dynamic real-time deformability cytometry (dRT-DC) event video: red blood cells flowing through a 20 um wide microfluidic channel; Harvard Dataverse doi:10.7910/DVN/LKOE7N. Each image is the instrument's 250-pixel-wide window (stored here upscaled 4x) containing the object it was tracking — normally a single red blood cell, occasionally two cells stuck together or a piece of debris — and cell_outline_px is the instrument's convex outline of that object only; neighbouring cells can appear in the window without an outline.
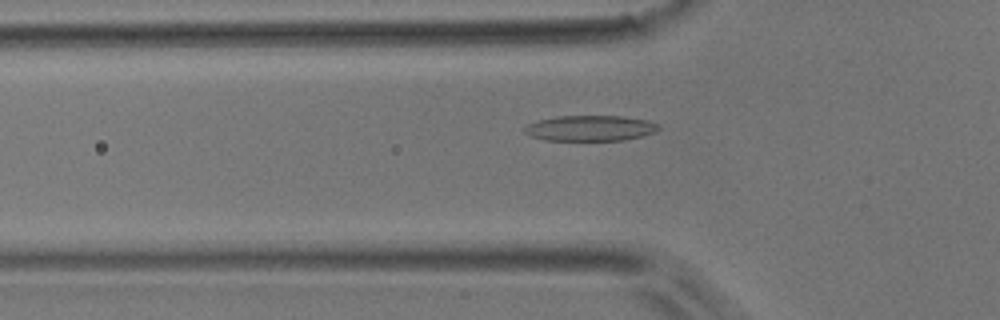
{"species": "common noctule bat (a hibernating species)", "species_latin": "Nyctalus noctula", "temperature_condition": "room temperature", "stored_images_in_passage": 41, "camera_frame_rate_fps": 3000, "um_per_image_px": 0.085, "animal": {"sex": "male", "body_mass_g": 17.9}, "frame": {"image": 1, "passage_image": 6, "time_ms": 1.667, "image_size_px": [1000, 320], "cell_outline_px": [[660, 128], [656, 132], [624, 140], [544, 140], [528, 136], [524, 132], [524, 128], [528, 124], [540, 120], [556, 116], [624, 116], [648, 120], [660, 124]], "centroid_in_image_um": [50.18, 10.89], "position_along_channel_um": 75.6, "area_um2": 20.06}}
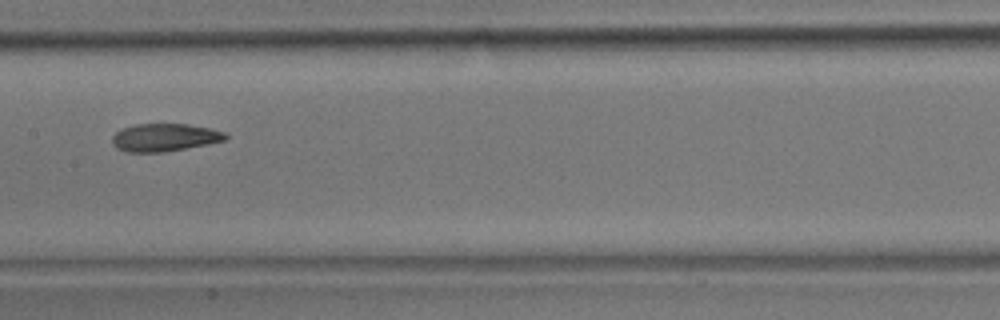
{"frame": {"image": 2, "passage_image": 15, "time_ms": 4.667, "image_size_px": [1000, 320], "cell_outline_px": [[228, 136], [224, 140], [208, 144], [164, 152], [124, 152], [116, 148], [112, 144], [112, 136], [116, 132], [124, 128], [136, 124], [188, 124], [208, 128], [224, 132]], "centroid_in_image_um": [13.95, 11.69], "position_along_channel_um": 193.4, "area_um2": 18.26}}
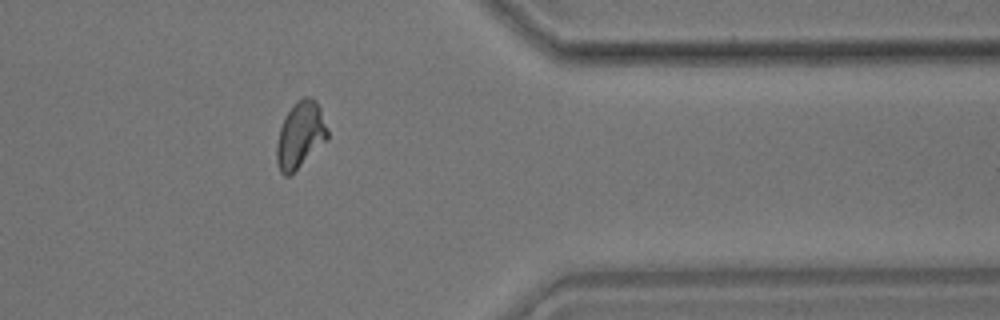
{"frame": {"image": 3, "passage_image": 31, "time_ms": 10.0, "image_size_px": [1000, 320], "cell_outline_px": [[328, 140], [288, 176], [284, 176], [280, 172], [276, 160], [276, 144], [280, 128], [292, 104], [304, 96], [308, 96], [316, 100], [320, 108], [328, 128]], "centroid_in_image_um": [25.53, 11.46], "position_along_channel_um": 385.9, "area_um2": 19.65}, "authors_computed_cell_mechanics": {"area_um2": 19.0162, "velocity_mm_per_s": 3.8926, "shape_relaxation_time_tau1_ms": 6.0034, "shape_relaxation_time_tau2_ms": 2.7345, "deformation_change_tau1": 0.1829, "deformation_change_tau2": 0.0963}}